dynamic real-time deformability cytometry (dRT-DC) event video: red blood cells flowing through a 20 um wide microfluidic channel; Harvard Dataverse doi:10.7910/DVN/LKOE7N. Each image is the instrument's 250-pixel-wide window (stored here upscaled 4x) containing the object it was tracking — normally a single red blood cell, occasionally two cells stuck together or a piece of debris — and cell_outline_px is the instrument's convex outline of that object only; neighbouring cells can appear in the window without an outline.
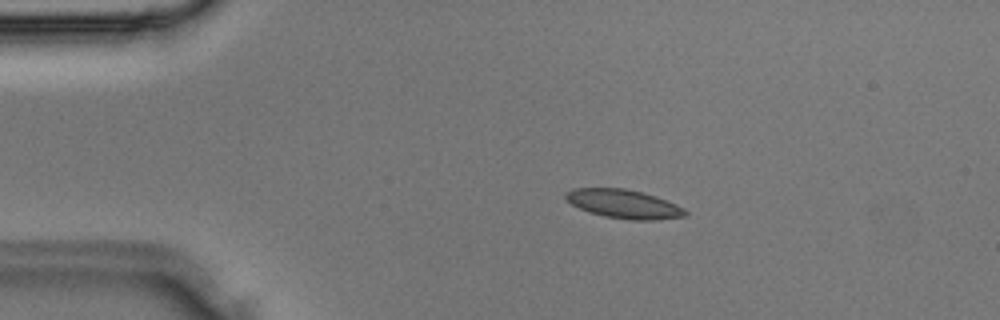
{"species": "Egyptian fruit bat (a non-hibernating species)", "species_latin": "Rousettus aegyptiacus", "temperature_condition": "room temperature", "stored_images_in_passage": 34, "camera_frame_rate_fps": 3000, "um_per_image_px": 0.085, "animal": {"sex": "male"}, "frame": {"image": 1, "passage_image": 5, "time_ms": 1.333, "image_size_px": [1000, 320], "cell_outline_px": [[688, 216], [656, 220], [632, 220], [604, 216], [588, 212], [572, 204], [564, 196], [564, 192], [572, 188], [624, 188], [656, 196], [676, 204], [684, 208], [688, 212]], "centroid_in_image_um": [53.03, 17.34], "position_along_channel_um": 32.0, "area_um2": 20.11}}
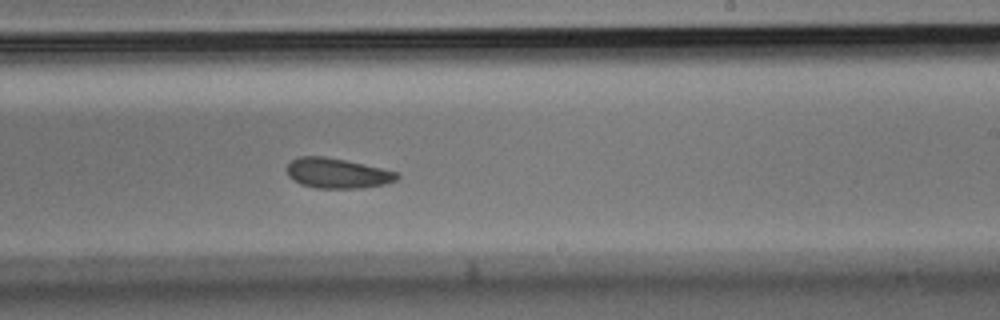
{"frame": {"image": 2, "passage_image": 20, "time_ms": 6.333, "image_size_px": [1000, 320], "cell_outline_px": [[400, 176], [396, 180], [384, 184], [364, 188], [316, 188], [300, 184], [292, 180], [288, 176], [288, 164], [292, 160], [300, 156], [324, 156], [364, 164], [400, 172]], "centroid_in_image_um": [28.69, 14.73], "position_along_channel_um": 260.3, "area_um2": 19.36}}
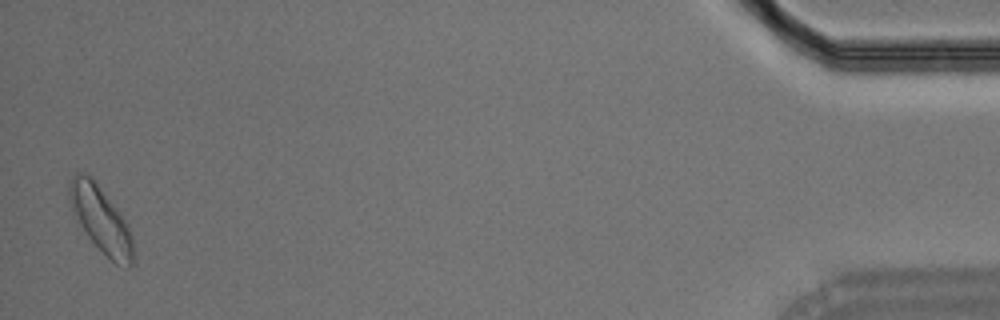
{"frame": {"image": 3, "passage_image": 34, "time_ms": 11.0, "image_size_px": [1000, 320], "cell_outline_px": [[132, 264], [128, 268], [116, 264], [88, 236], [80, 224], [68, 200], [68, 180], [76, 172], [84, 172], [92, 176], [120, 212], [128, 224], [132, 240]], "centroid_in_image_um": [8.54, 18.57], "position_along_channel_um": 426.7, "area_um2": 24.28}}